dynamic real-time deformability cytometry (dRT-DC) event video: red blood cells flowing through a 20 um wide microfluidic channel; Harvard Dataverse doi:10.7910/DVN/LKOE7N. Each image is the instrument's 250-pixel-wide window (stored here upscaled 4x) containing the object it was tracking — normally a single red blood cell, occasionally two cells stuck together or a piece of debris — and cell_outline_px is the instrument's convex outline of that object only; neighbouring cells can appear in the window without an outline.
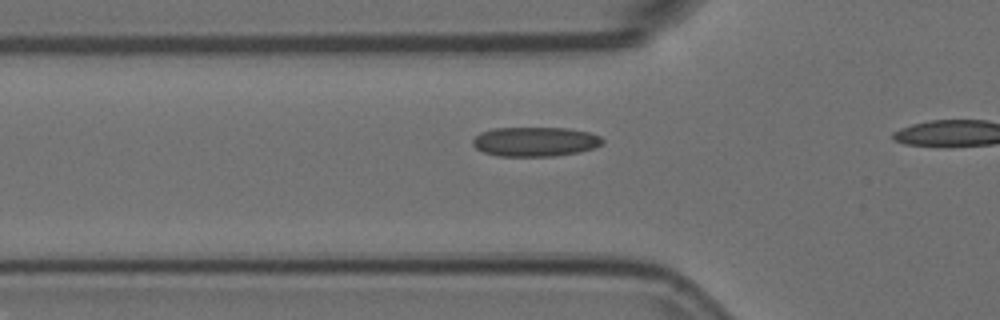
{"species": "Egyptian fruit bat (a non-hibernating species)", "species_latin": "Rousettus aegyptiacus", "temperature_condition": "room temperature", "stored_images_in_passage": 17, "camera_frame_rate_fps": 3000, "um_per_image_px": 0.085, "animal": {"sex": "female"}, "frame": {"image": 1, "passage_image": 8, "time_ms": 2.333, "image_size_px": [1000, 320], "cell_outline_px": [[604, 144], [580, 152], [556, 156], [496, 156], [484, 152], [476, 148], [472, 144], [472, 140], [480, 132], [492, 128], [568, 128], [592, 132], [600, 136], [604, 140]], "centroid_in_image_um": [45.51, 12.04], "position_along_channel_um": 80.3, "area_um2": 22.54}}
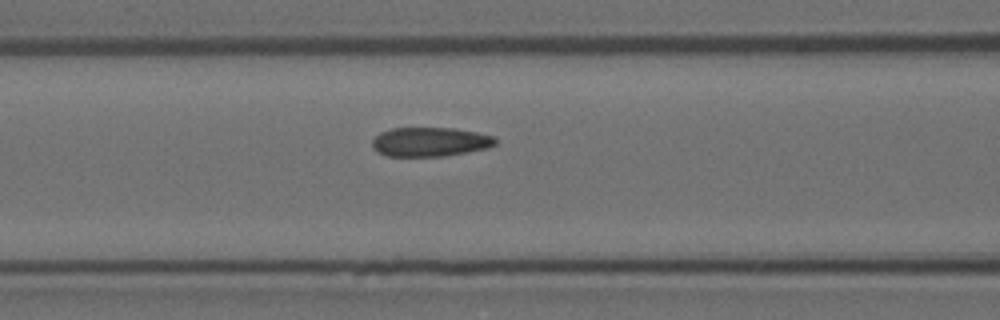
{"frame": {"image": 2, "passage_image": 12, "time_ms": 3.667, "image_size_px": [1000, 320], "cell_outline_px": [[496, 144], [488, 148], [444, 156], [388, 156], [376, 152], [372, 148], [372, 140], [380, 132], [392, 128], [452, 128], [476, 132], [496, 136]], "centroid_in_image_um": [36.54, 12.06], "position_along_channel_um": 130.1, "area_um2": 21.04}}
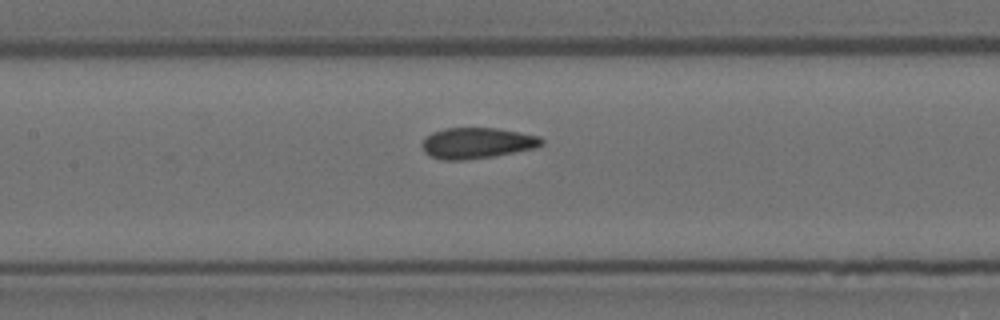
{"frame": {"image": 3, "passage_image": 15, "time_ms": 4.667, "image_size_px": [1000, 320], "cell_outline_px": [[544, 144], [532, 148], [492, 156], [464, 160], [440, 160], [424, 152], [424, 140], [432, 132], [444, 128], [496, 128], [540, 136], [544, 140]], "centroid_in_image_um": [40.55, 12.15], "position_along_channel_um": 166.9, "area_um2": 21.15}}